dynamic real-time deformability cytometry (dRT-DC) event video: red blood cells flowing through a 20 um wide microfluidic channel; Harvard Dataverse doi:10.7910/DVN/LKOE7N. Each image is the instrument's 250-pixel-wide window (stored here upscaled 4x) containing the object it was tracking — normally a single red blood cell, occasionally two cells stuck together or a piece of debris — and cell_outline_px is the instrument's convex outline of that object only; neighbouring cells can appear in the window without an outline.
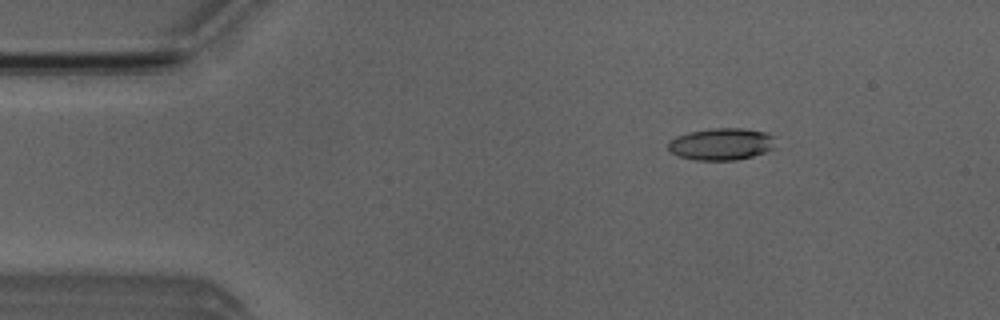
{"species": "Egyptian fruit bat (a non-hibernating species)", "species_latin": "Rousettus aegyptiacus", "temperature_condition": "room temperature", "stored_images_in_passage": 53, "camera_frame_rate_fps": 3000, "um_per_image_px": 0.085, "animal": {"sex": "male"}, "frame": {"image": 1, "passage_image": 8, "time_ms": 2.333, "image_size_px": [1000, 320], "cell_outline_px": [[776, 148], [752, 156], [736, 160], [696, 160], [680, 156], [672, 152], [668, 148], [668, 140], [676, 136], [688, 132], [712, 128], [744, 128], [764, 132], [776, 136]], "centroid_in_image_um": [61.36, 12.23], "position_along_channel_um": 23.6, "area_um2": 20.23}}
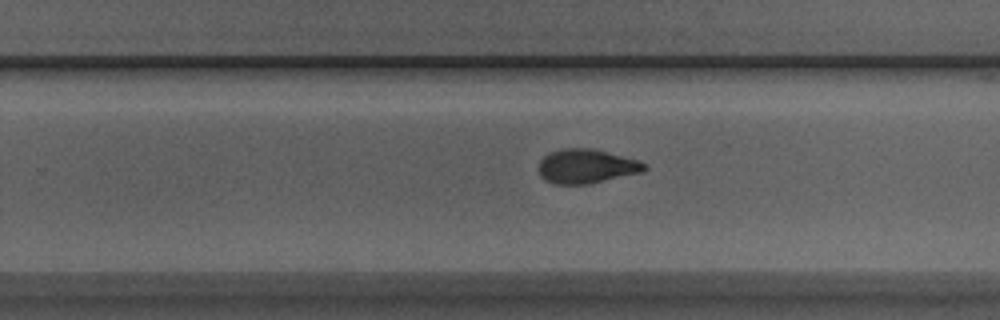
{"frame": {"image": 2, "passage_image": 33, "time_ms": 10.667, "image_size_px": [1000, 320], "cell_outline_px": [[648, 168], [640, 172], [588, 184], [556, 184], [544, 180], [540, 176], [540, 160], [548, 152], [564, 148], [588, 148], [636, 160], [648, 164]], "centroid_in_image_um": [49.8, 14.14], "position_along_channel_um": 280.0, "area_um2": 20.69}}
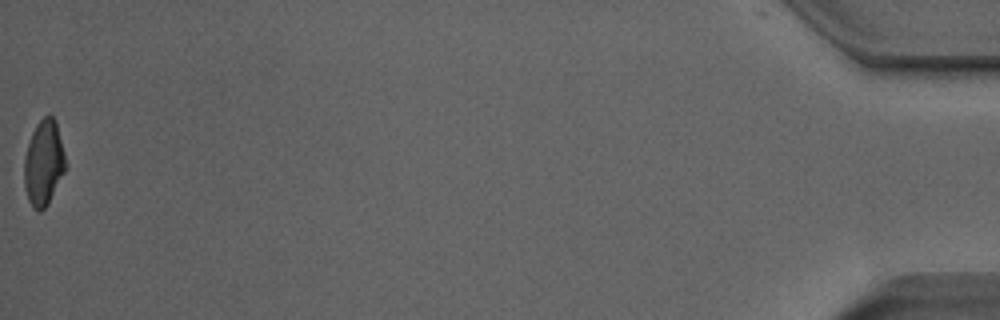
{"frame": {"image": 3, "passage_image": 53, "time_ms": 17.333, "image_size_px": [1000, 320], "cell_outline_px": [[68, 164], [48, 204], [40, 212], [32, 208], [28, 200], [24, 184], [24, 160], [28, 144], [32, 132], [36, 124], [44, 116], [52, 116], [56, 120]], "centroid_in_image_um": [3.73, 13.85], "position_along_channel_um": 431.5, "area_um2": 20.75}, "authors_computed_cell_mechanics": {"area_um2": 20.7502, "velocity_mm_per_s": 3.8986, "shape_relaxation_time_tau1_ms": 4.7209, "shape_relaxation_time_tau2_ms": 3.338, "deformation_change_tau1": 0.1773, "deformation_change_tau2": 0.0952}}